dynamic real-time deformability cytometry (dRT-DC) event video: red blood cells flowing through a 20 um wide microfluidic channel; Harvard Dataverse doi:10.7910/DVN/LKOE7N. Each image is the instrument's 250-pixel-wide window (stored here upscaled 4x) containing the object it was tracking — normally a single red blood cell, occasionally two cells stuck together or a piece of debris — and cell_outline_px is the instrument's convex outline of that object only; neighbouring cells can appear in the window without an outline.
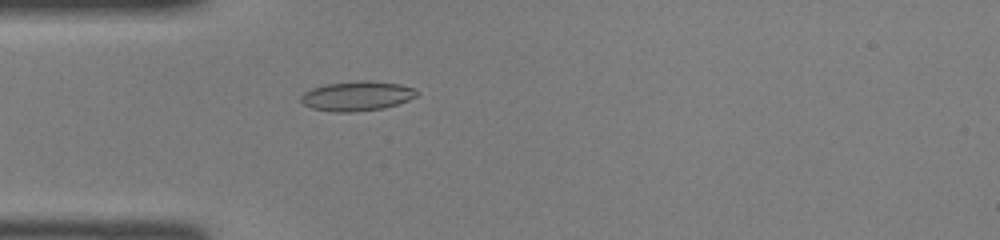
{"species": "common noctule bat (a hibernating species)", "species_latin": "Nyctalus noctula", "temperature_condition": "room temperature", "stored_images_in_passage": 46, "camera_frame_rate_fps": 3000, "um_per_image_px": 0.085, "animal": {"sex": "female", "body_mass_g": 22.0, "forearm_length_mm": 56.7}, "frame": {"image": 1, "passage_image": 13, "time_ms": 4.0, "image_size_px": [1000, 240], "cell_outline_px": [[420, 92], [416, 96], [408, 100], [384, 108], [352, 112], [336, 112], [312, 108], [304, 104], [300, 100], [300, 96], [304, 92], [312, 88], [324, 84], [360, 80], [368, 80], [400, 84], [412, 88]], "centroid_in_image_um": [30.33, 8.15], "position_along_channel_um": 54.7, "area_um2": 20.0}}
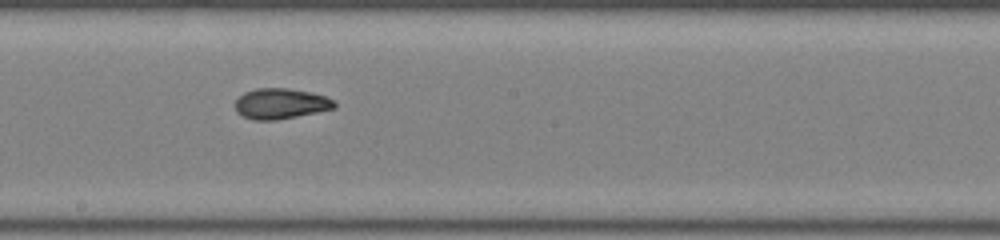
{"frame": {"image": 2, "passage_image": 25, "time_ms": 8.0, "image_size_px": [1000, 240], "cell_outline_px": [[336, 108], [276, 120], [252, 120], [236, 112], [236, 100], [244, 92], [256, 88], [288, 88], [312, 92], [336, 100]], "centroid_in_image_um": [23.87, 8.8], "position_along_channel_um": 224.3, "area_um2": 17.69}}
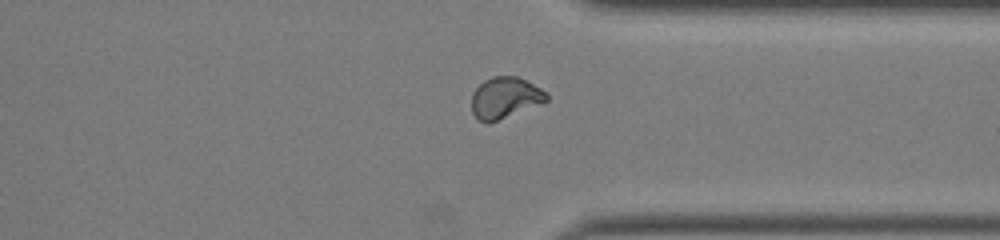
{"frame": {"image": 3, "passage_image": 35, "time_ms": 11.333, "image_size_px": [1000, 240], "cell_outline_px": [[548, 100], [544, 104], [488, 124], [484, 124], [472, 112], [472, 92], [484, 80], [492, 76], [516, 76], [540, 88], [548, 96]], "centroid_in_image_um": [42.93, 8.34], "position_along_channel_um": 368.5, "area_um2": 18.21}}